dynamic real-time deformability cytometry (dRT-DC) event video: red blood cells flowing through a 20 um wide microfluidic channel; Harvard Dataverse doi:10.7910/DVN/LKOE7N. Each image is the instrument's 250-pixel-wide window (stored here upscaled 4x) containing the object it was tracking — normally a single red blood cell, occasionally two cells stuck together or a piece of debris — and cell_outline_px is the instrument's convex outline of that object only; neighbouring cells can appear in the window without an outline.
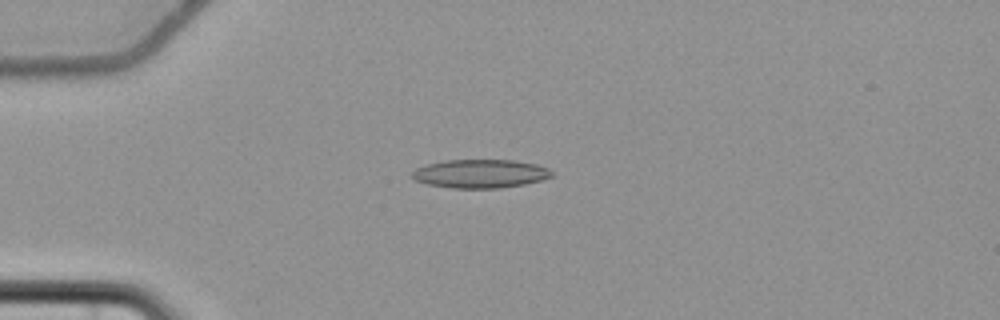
{"species": "common noctule bat (a hibernating species)", "species_latin": "Nyctalus noctula", "temperature_condition": "cold", "stored_images_in_passage": 7, "camera_frame_rate_fps": 3000, "um_per_image_px": 0.085, "animal": {"sex": "female", "body_mass_g": 22.7, "forearm_length_mm": 54.2}, "frame": {"image": 1, "passage_image": 4, "time_ms": 4.333, "image_size_px": [1000, 320], "cell_outline_px": [[552, 176], [540, 180], [524, 184], [500, 188], [452, 188], [428, 184], [416, 180], [412, 176], [412, 172], [416, 168], [428, 164], [444, 160], [512, 160], [536, 164], [548, 168], [552, 172]], "centroid_in_image_um": [40.82, 14.76], "position_along_channel_um": 44.2, "area_um2": 23.06}}
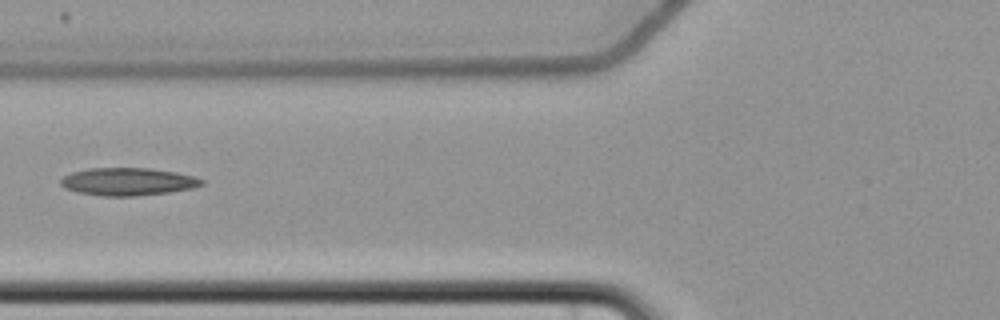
{"frame": {"image": 2, "passage_image": 6, "time_ms": 7.0, "image_size_px": [1000, 320], "cell_outline_px": [[204, 184], [192, 188], [168, 192], [136, 196], [104, 196], [76, 192], [64, 188], [60, 184], [60, 180], [64, 176], [72, 172], [88, 168], [148, 168], [176, 172], [196, 176], [204, 180]], "centroid_in_image_um": [10.87, 15.44], "position_along_channel_um": 114.9, "area_um2": 22.83}}
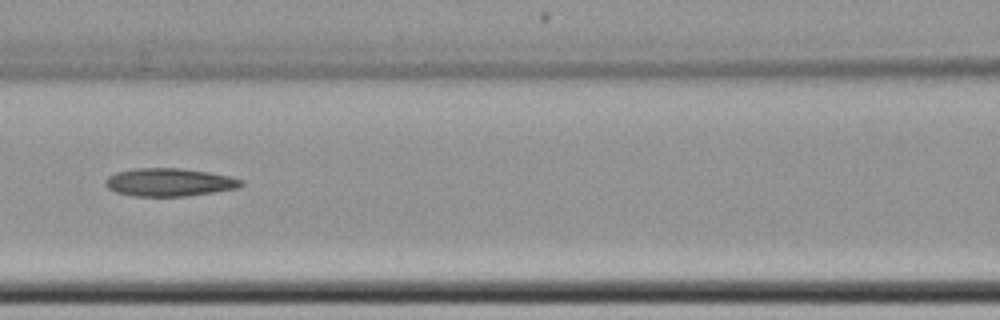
{"frame": {"image": 3, "passage_image": 7, "time_ms": 8.0, "image_size_px": [1000, 320], "cell_outline_px": [[244, 184], [236, 188], [212, 192], [184, 196], [132, 196], [116, 192], [108, 188], [104, 184], [104, 180], [108, 176], [116, 172], [136, 168], [180, 168], [208, 172], [228, 176], [244, 180]], "centroid_in_image_um": [14.35, 15.49], "position_along_channel_um": 152.3, "area_um2": 22.08}}